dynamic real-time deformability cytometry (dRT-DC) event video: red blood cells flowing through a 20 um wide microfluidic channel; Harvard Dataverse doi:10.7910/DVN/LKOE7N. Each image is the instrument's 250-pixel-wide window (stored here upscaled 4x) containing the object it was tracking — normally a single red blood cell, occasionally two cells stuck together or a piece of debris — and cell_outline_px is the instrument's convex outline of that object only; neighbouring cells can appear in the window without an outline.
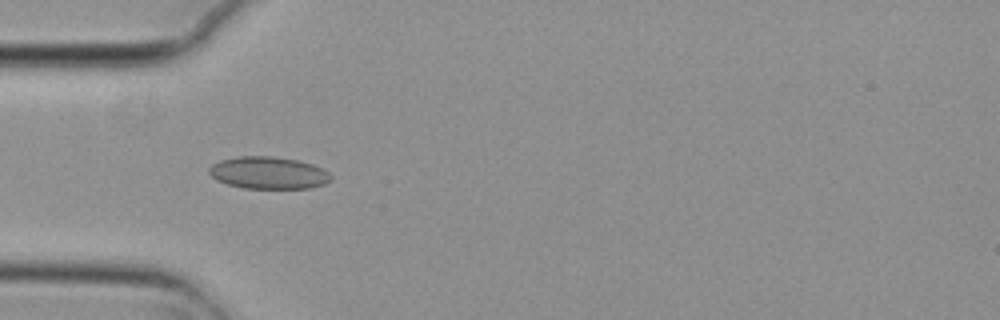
{"species": "common noctule bat (a hibernating species)", "species_latin": "Nyctalus noctula", "temperature_condition": "cold", "stored_images_in_passage": 6, "camera_frame_rate_fps": 3000, "um_per_image_px": 0.085, "animal": {"sex": "female", "body_mass_g": 29.2, "forearm_length_mm": 56.3}, "frame": {"image": 1, "passage_image": 5, "time_ms": 1.333, "image_size_px": [1000, 320], "cell_outline_px": [[332, 180], [324, 184], [312, 188], [244, 188], [228, 184], [216, 180], [208, 172], [208, 168], [212, 164], [220, 160], [240, 156], [272, 156], [300, 160], [312, 164], [328, 172], [332, 176]], "centroid_in_image_um": [22.82, 14.69], "position_along_channel_um": 62.2, "area_um2": 22.95}}
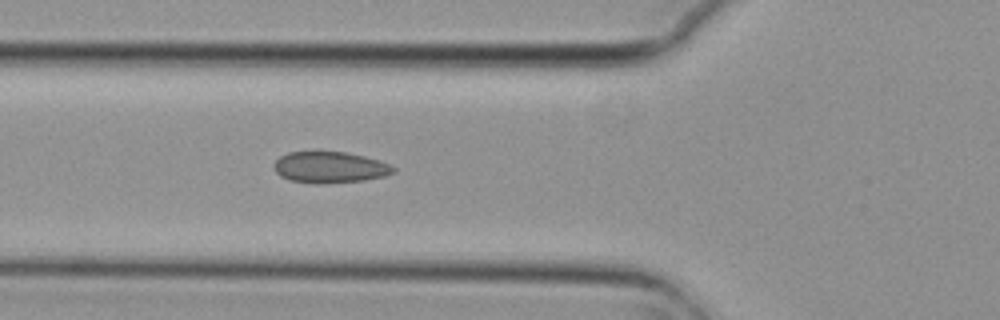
{"frame": {"image": 2, "passage_image": 6, "time_ms": 1.667, "image_size_px": [1000, 320], "cell_outline_px": [[396, 172], [384, 176], [364, 180], [324, 184], [312, 184], [288, 180], [280, 176], [272, 168], [272, 164], [280, 156], [288, 152], [344, 152], [364, 156], [380, 160], [396, 168]], "centroid_in_image_um": [28.0, 14.24], "position_along_channel_um": 97.8, "area_um2": 22.02}}